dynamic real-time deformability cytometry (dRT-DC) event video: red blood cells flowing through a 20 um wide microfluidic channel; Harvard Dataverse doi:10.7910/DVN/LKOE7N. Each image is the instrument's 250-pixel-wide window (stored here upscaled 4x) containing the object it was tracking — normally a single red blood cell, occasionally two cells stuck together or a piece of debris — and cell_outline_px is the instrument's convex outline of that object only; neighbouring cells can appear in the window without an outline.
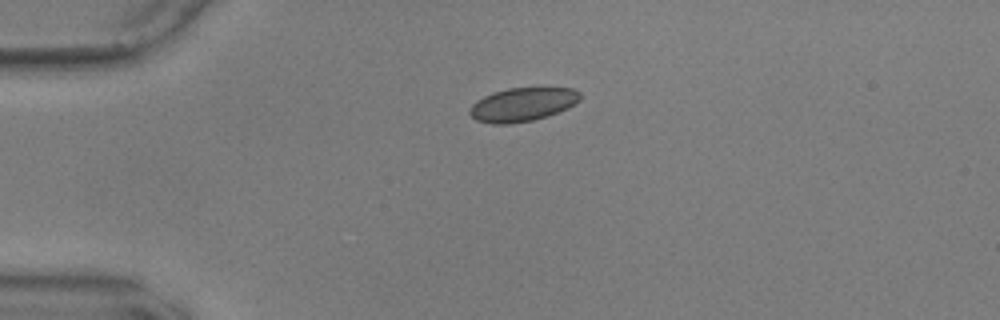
{"species": "common noctule bat (a hibernating species)", "species_latin": "Nyctalus noctula", "temperature_condition": "warm", "stored_images_in_passage": 44, "camera_frame_rate_fps": 3000, "um_per_image_px": 0.085, "animal": {"sex": "male", "body_mass_g": 17.9, "forearm_length_mm": 54.2}, "frame": {"image": 1, "passage_image": 1, "time_ms": 0.0, "image_size_px": [1000, 320], "cell_outline_px": [[580, 100], [568, 108], [532, 120], [508, 124], [492, 124], [476, 120], [468, 112], [472, 104], [476, 100], [492, 92], [508, 88], [572, 88], [580, 92]], "centroid_in_image_um": [44.38, 8.87], "position_along_channel_um": 40.6, "area_um2": 21.5}}
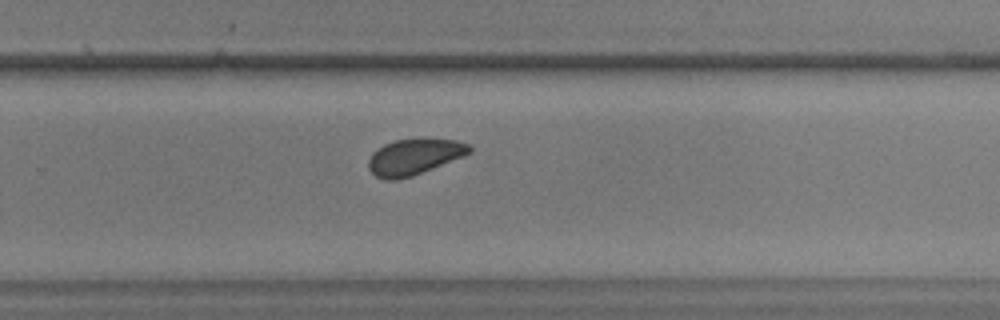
{"frame": {"image": 2, "passage_image": 25, "time_ms": 8.0, "image_size_px": [1000, 320], "cell_outline_px": [[472, 152], [412, 176], [396, 180], [384, 180], [376, 176], [368, 168], [368, 160], [372, 152], [384, 144], [396, 140], [420, 136], [424, 136], [456, 140], [468, 144], [472, 148]], "centroid_in_image_um": [35.2, 13.28], "position_along_channel_um": 294.6, "area_um2": 21.56}}
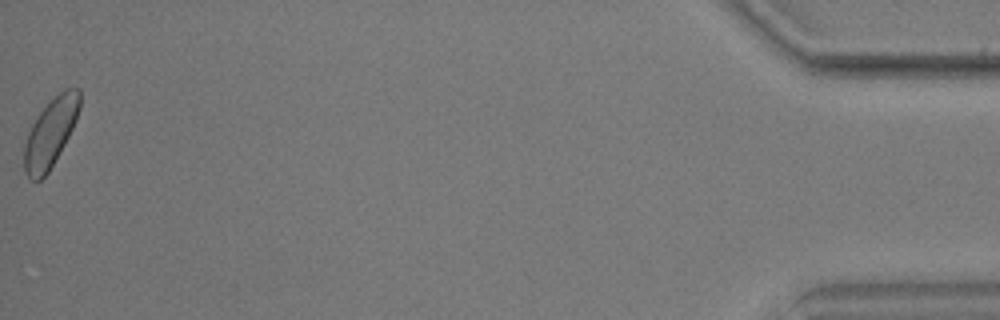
{"frame": {"image": 3, "passage_image": 44, "time_ms": 14.333, "image_size_px": [1000, 320], "cell_outline_px": [[80, 108], [76, 120], [64, 144], [48, 172], [40, 180], [28, 180], [24, 172], [24, 144], [28, 132], [36, 116], [64, 88], [80, 88]], "centroid_in_image_um": [4.27, 11.3], "position_along_channel_um": 430.9, "area_um2": 21.91}}